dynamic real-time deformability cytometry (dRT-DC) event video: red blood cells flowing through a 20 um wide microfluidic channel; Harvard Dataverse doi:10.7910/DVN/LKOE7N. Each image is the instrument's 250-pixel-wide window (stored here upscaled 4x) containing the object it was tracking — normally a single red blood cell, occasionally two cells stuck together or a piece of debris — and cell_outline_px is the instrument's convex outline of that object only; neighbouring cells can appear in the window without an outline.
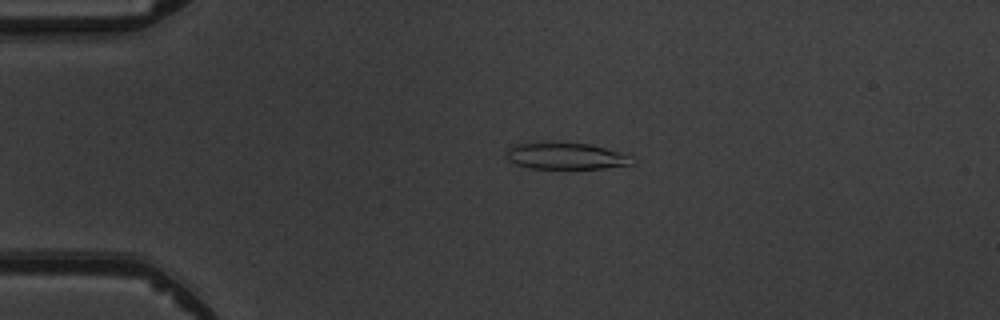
{"species": "common noctule bat (a hibernating species)", "species_latin": "Nyctalus noctula", "temperature_condition": "warm", "stored_images_in_passage": 3, "camera_frame_rate_fps": 3000, "um_per_image_px": 0.085, "animal": {"sex": "male", "body_mass_g": 19.5, "forearm_length_mm": 54.6}, "frame": {"image": 1, "passage_image": 2, "time_ms": 2.0, "image_size_px": [1000, 320], "cell_outline_px": [[636, 160], [632, 164], [604, 168], [528, 168], [512, 164], [508, 160], [508, 148], [516, 144], [592, 144], [632, 156]], "centroid_in_image_um": [48.14, 13.29], "position_along_channel_um": 36.9, "area_um2": 18.96}}